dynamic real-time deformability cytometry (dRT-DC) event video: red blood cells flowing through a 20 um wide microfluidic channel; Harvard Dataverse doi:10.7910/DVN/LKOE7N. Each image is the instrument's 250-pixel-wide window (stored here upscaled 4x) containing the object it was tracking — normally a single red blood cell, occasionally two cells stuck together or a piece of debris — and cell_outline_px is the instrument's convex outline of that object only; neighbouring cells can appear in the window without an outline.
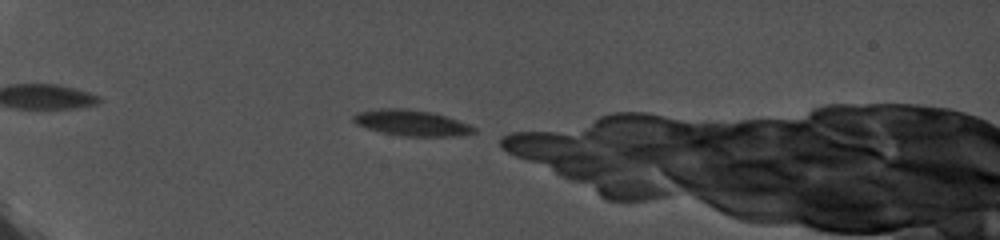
{"species": "common noctule bat (a hibernating species)", "species_latin": "Nyctalus noctula", "temperature_condition": "cold", "stored_images_in_passage": 34, "camera_frame_rate_fps": 5000, "um_per_image_px": 0.085, "animal": {"sex": "female", "body_mass_g": 19.0, "forearm_length_mm": 56.7}, "frame": {"image": 1, "passage_image": 1, "time_ms": 0.0, "image_size_px": [1000, 240], "cell_outline_px": [[476, 132], [444, 136], [408, 136], [384, 132], [368, 128], [356, 124], [352, 120], [352, 116], [356, 112], [380, 108], [408, 108], [432, 112], [468, 124], [476, 128]], "centroid_in_image_um": [34.91, 10.41], "position_along_channel_um": 50.1, "area_um2": 17.8}}